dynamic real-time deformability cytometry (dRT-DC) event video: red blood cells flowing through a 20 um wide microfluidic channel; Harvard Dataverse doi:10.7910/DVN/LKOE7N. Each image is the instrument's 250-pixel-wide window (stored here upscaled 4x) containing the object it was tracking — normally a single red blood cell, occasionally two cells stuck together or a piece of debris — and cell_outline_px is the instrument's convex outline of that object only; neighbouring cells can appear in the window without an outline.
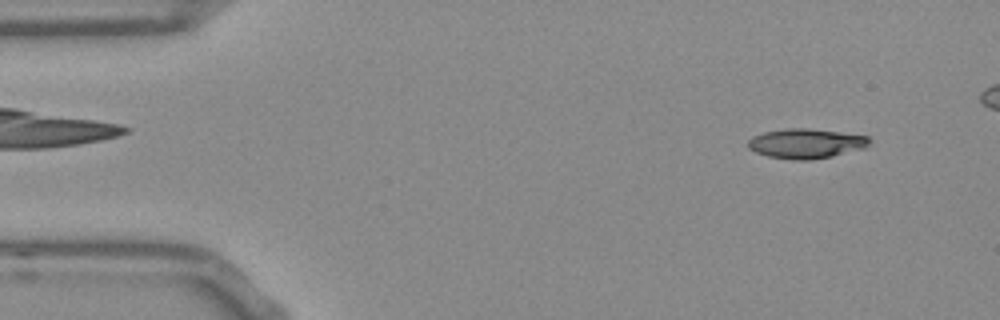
{"species": "Egyptian fruit bat (a non-hibernating species)", "species_latin": "Rousettus aegyptiacus", "temperature_condition": "room temperature", "stored_images_in_passage": 48, "camera_frame_rate_fps": 3000, "um_per_image_px": 0.085, "frame": {"image": 1, "passage_image": 4, "time_ms": 1.0, "image_size_px": [1000, 320], "cell_outline_px": [[872, 140], [864, 148], [832, 156], [808, 160], [792, 160], [768, 156], [756, 152], [748, 148], [748, 140], [752, 136], [764, 132], [784, 128], [808, 128], [840, 132], [868, 136]], "centroid_in_image_um": [68.49, 12.19], "position_along_channel_um": 16.5, "area_um2": 21.04}}
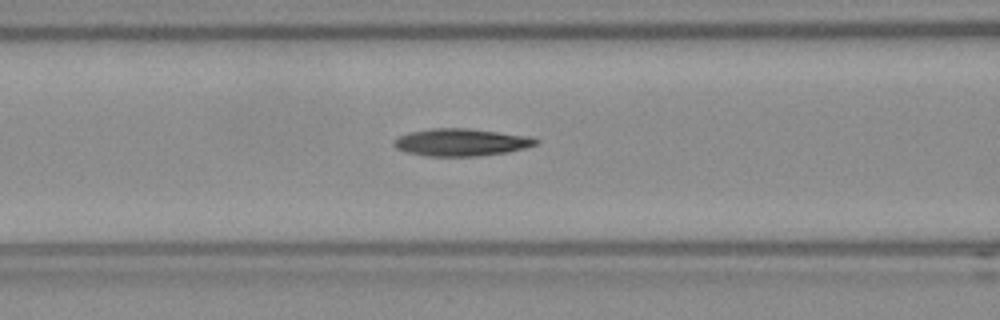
{"frame": {"image": 2, "passage_image": 20, "time_ms": 6.333, "image_size_px": [1000, 320], "cell_outline_px": [[540, 140], [536, 144], [524, 148], [508, 152], [476, 156], [428, 156], [404, 152], [396, 148], [392, 144], [392, 140], [400, 136], [412, 132], [432, 128], [468, 128], [528, 136]], "centroid_in_image_um": [39.16, 12.1], "position_along_channel_um": 127.4, "area_um2": 22.54}}
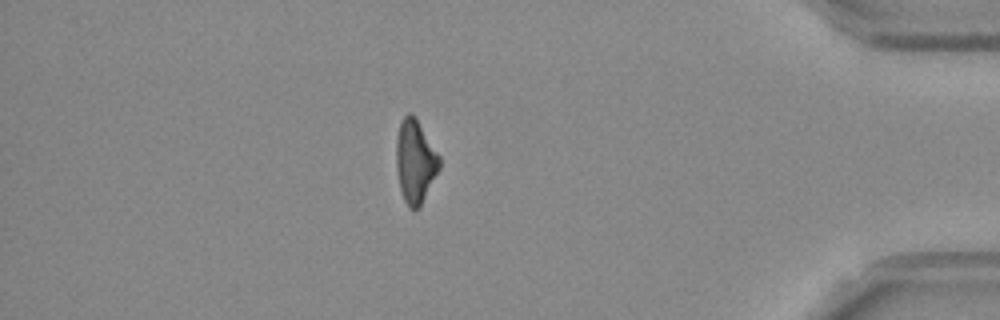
{"frame": {"image": 3, "passage_image": 45, "time_ms": 14.667, "image_size_px": [1000, 320], "cell_outline_px": [[440, 168], [420, 208], [408, 208], [404, 200], [400, 188], [396, 168], [396, 140], [400, 120], [408, 112], [412, 112], [440, 156]], "centroid_in_image_um": [35.28, 13.72], "position_along_channel_um": 399.9, "area_um2": 21.04}}